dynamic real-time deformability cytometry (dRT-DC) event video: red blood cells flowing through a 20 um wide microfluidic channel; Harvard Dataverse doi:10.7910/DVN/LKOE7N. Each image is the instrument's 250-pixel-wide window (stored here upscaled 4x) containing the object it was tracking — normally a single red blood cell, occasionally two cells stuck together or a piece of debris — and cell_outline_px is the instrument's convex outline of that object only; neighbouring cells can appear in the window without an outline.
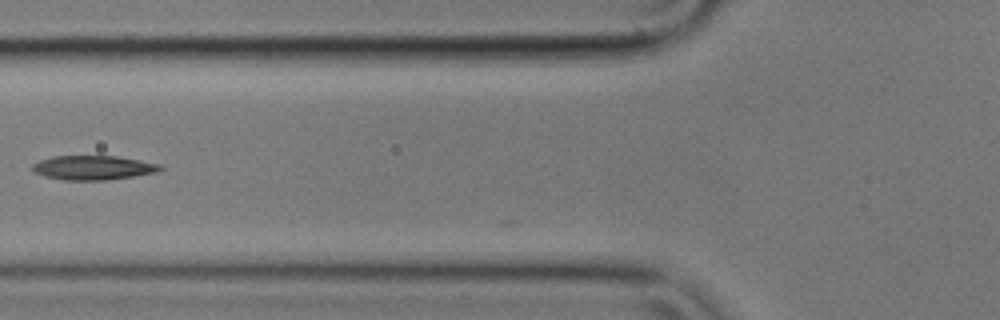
{"species": "common noctule bat (a hibernating species)", "species_latin": "Nyctalus noctula", "temperature_condition": "cold", "stored_images_in_passage": 9, "camera_frame_rate_fps": 3000, "um_per_image_px": 0.085, "animal": {"sex": "male", "body_mass_g": 17.9}, "frame": {"image": 1, "passage_image": 4, "time_ms": 1.0, "image_size_px": [1000, 320], "cell_outline_px": [[164, 168], [160, 172], [104, 180], [64, 180], [44, 176], [36, 172], [32, 168], [32, 164], [40, 160], [52, 156], [116, 156], [140, 160], [160, 164]], "centroid_in_image_um": [7.95, 14.25], "position_along_channel_um": 117.9, "area_um2": 18.03}}
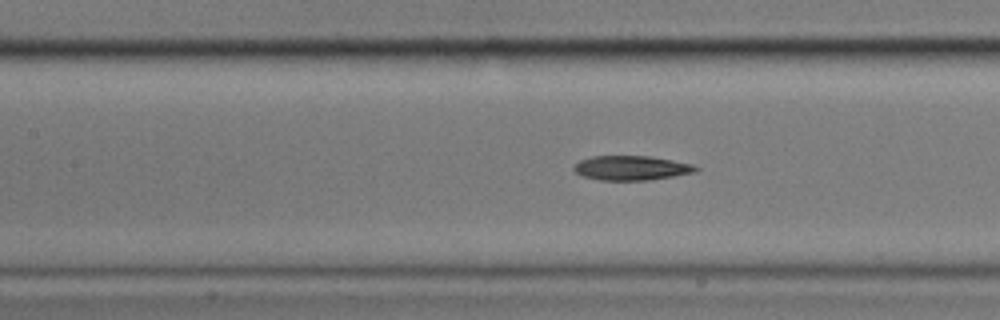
{"frame": {"image": 2, "passage_image": 7, "time_ms": 2.0, "image_size_px": [1000, 320], "cell_outline_px": [[700, 168], [696, 172], [648, 180], [600, 180], [584, 176], [576, 172], [572, 168], [580, 160], [592, 156], [648, 156], [672, 160], [692, 164]], "centroid_in_image_um": [53.67, 14.27], "position_along_channel_um": 153.7, "area_um2": 17.22}}